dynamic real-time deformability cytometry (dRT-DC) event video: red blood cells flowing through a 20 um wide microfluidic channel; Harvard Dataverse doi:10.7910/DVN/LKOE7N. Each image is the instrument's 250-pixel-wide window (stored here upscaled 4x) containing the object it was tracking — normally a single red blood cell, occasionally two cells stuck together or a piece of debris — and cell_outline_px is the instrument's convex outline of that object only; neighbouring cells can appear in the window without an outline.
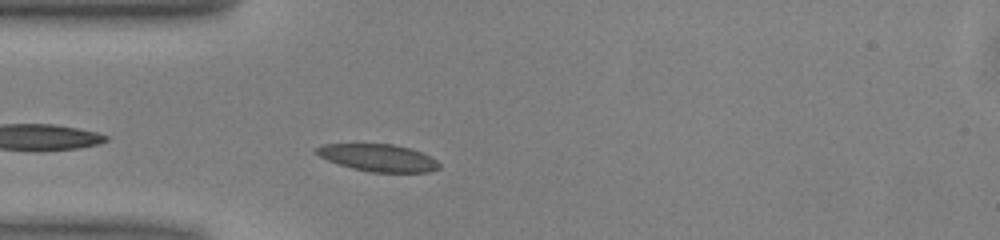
{"species": "common noctule bat (a hibernating species)", "species_latin": "Nyctalus noctula", "temperature_condition": "warm", "stored_images_in_passage": 37, "camera_frame_rate_fps": 3000, "um_per_image_px": 0.085, "animal": {"sex": "male", "body_mass_g": 13.0, "forearm_length_mm": 53.1}, "frame": {"image": 1, "passage_image": 2, "time_ms": 0.333, "image_size_px": [1000, 240], "cell_outline_px": [[440, 168], [428, 172], [372, 172], [352, 168], [328, 160], [312, 152], [312, 148], [324, 144], [392, 144], [408, 148], [420, 152], [436, 160], [440, 164]], "centroid_in_image_um": [32.09, 13.4], "position_along_channel_um": 52.9, "area_um2": 19.36}}
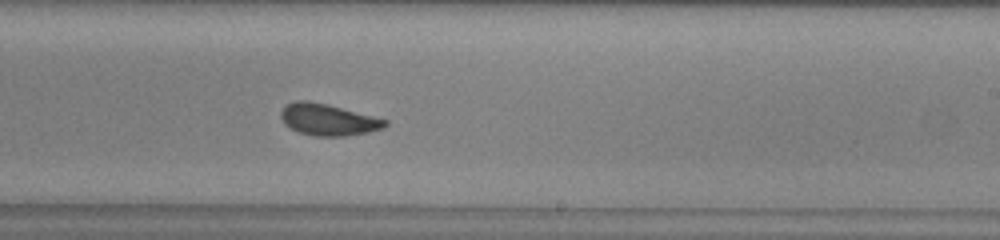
{"frame": {"image": 2, "passage_image": 18, "time_ms": 5.667, "image_size_px": [1000, 240], "cell_outline_px": [[388, 124], [384, 128], [368, 132], [344, 136], [316, 136], [300, 132], [284, 124], [280, 116], [280, 112], [288, 104], [296, 100], [308, 100], [328, 104], [388, 120]], "centroid_in_image_um": [27.9, 10.16], "position_along_channel_um": 261.1, "area_um2": 19.07}}
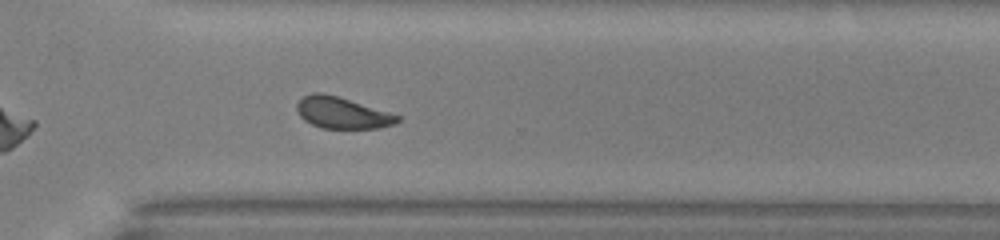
{"frame": {"image": 3, "passage_image": 24, "time_ms": 7.667, "image_size_px": [1000, 240], "cell_outline_px": [[400, 120], [396, 124], [380, 128], [320, 128], [304, 120], [300, 116], [296, 108], [296, 104], [304, 96], [312, 92], [320, 92], [336, 96], [388, 112], [400, 116]], "centroid_in_image_um": [29.07, 9.6], "position_along_channel_um": 341.5, "area_um2": 18.21}, "authors_computed_cell_mechanics": {"area_um2": 19.4786, "velocity_mm_per_s": 4.0042, "shape_relaxation_time_tau1_ms": 5.8816, "shape_relaxation_time_tau2_ms": 1.572, "deformation_change_tau1": 0.1249, "deformation_change_tau2": 0.0781}}